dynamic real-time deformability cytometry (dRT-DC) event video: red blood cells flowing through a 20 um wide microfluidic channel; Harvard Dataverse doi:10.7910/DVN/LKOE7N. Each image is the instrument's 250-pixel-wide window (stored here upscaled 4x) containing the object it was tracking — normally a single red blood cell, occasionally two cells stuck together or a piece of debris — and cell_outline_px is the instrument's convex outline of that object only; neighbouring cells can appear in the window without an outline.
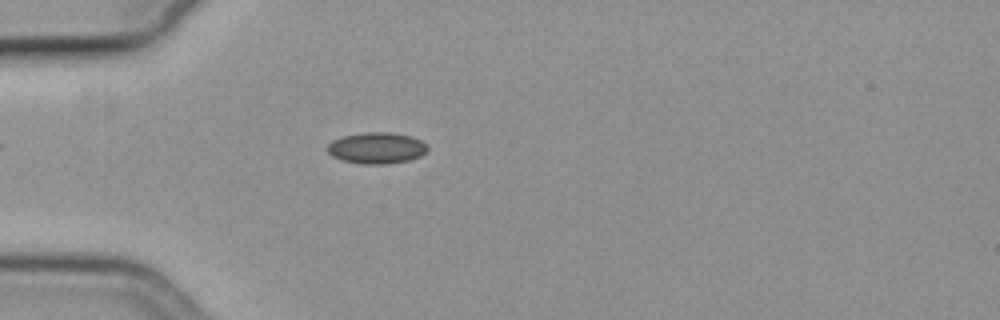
{"species": "common noctule bat (a hibernating species)", "species_latin": "Nyctalus noctula", "temperature_condition": "cold", "stored_images_in_passage": 48, "camera_frame_rate_fps": 3000, "um_per_image_px": 0.085, "animal": {"sex": "female", "body_mass_g": 19.3, "forearm_length_mm": 54.1}, "frame": {"image": 1, "passage_image": 9, "time_ms": 2.667, "image_size_px": [1000, 320], "cell_outline_px": [[428, 148], [420, 156], [408, 160], [384, 164], [364, 164], [340, 160], [332, 156], [328, 152], [328, 144], [332, 140], [344, 136], [364, 132], [388, 132], [412, 136], [420, 140]], "centroid_in_image_um": [31.98, 12.58], "position_along_channel_um": 53.0, "area_um2": 18.09}}
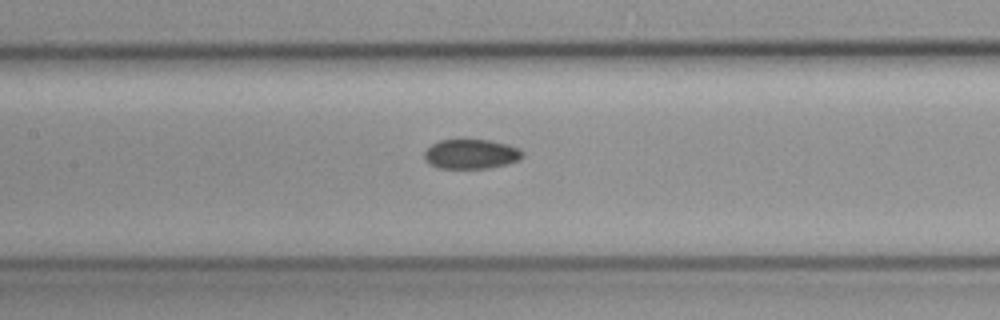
{"frame": {"image": 2, "passage_image": 19, "time_ms": 6.0, "image_size_px": [1000, 320], "cell_outline_px": [[524, 156], [508, 164], [488, 168], [436, 168], [428, 164], [424, 160], [424, 152], [432, 144], [440, 140], [488, 140], [520, 148], [524, 152]], "centroid_in_image_um": [40.01, 13.11], "position_along_channel_um": 167.4, "area_um2": 16.94}}
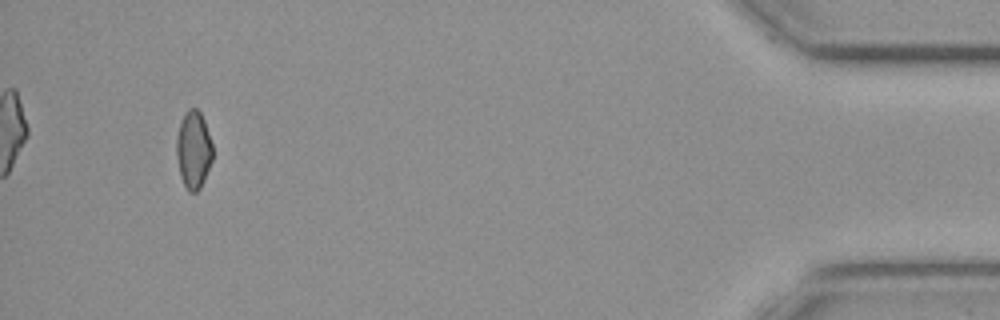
{"frame": {"image": 3, "passage_image": 45, "time_ms": 14.667, "image_size_px": [1000, 320], "cell_outline_px": [[212, 160], [204, 180], [200, 188], [196, 192], [188, 192], [180, 176], [176, 156], [176, 140], [180, 124], [184, 112], [188, 108], [196, 108], [200, 112], [204, 120], [212, 144]], "centroid_in_image_um": [16.44, 12.73], "position_along_channel_um": 418.8, "area_um2": 16.36}, "authors_computed_cell_mechanics": {"area_um2": 17.2244, "velocity_mm_per_s": 3.759, "shape_relaxation_time_tau1_ms": null, "shape_relaxation_time_tau2_ms": 5.2652, "deformation_change_tau1": null, "deformation_change_tau2": 0.081}}